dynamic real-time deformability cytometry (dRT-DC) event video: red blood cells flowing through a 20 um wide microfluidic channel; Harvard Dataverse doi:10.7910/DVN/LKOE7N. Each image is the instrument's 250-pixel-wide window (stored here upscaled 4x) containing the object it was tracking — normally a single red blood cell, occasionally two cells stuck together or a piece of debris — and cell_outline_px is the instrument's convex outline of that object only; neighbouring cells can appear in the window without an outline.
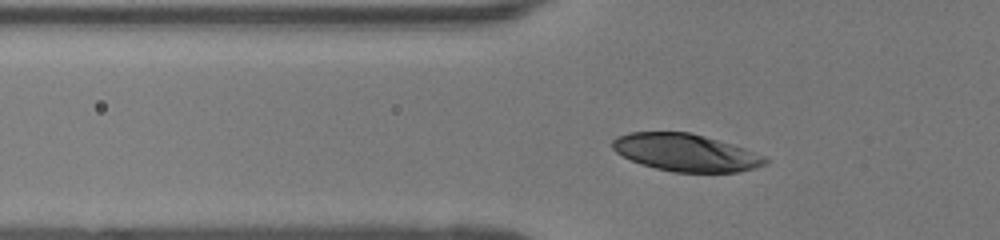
{"species": "human", "species_latin": "Homo sapiens", "temperature_condition": "room temperature", "stored_images_in_passage": 39, "camera_frame_rate_fps": 3000, "um_per_image_px": 0.085, "donor": {"sex": "female"}, "frame": {"image": 1, "passage_image": 9, "time_ms": 2.667, "image_size_px": [1000, 240], "cell_outline_px": [[768, 164], [756, 168], [740, 172], [672, 172], [640, 164], [616, 152], [612, 148], [612, 140], [616, 136], [628, 132], [688, 132], [704, 136], [732, 144], [744, 148], [764, 156], [768, 160]], "centroid_in_image_um": [58.29, 12.97], "position_along_channel_um": 67.5, "area_um2": 33.29}}
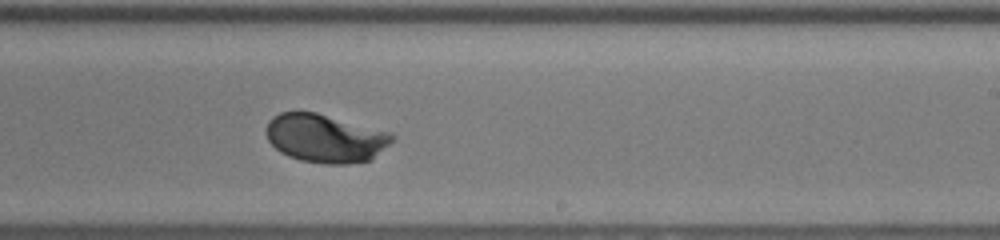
{"frame": {"image": 2, "passage_image": 24, "time_ms": 7.667, "image_size_px": [1000, 240], "cell_outline_px": [[392, 140], [372, 160], [348, 164], [324, 164], [300, 160], [288, 156], [280, 152], [268, 140], [264, 132], [264, 128], [268, 120], [272, 116], [280, 112], [316, 112], [392, 132]], "centroid_in_image_um": [27.61, 11.75], "position_along_channel_um": 261.4, "area_um2": 35.78}}
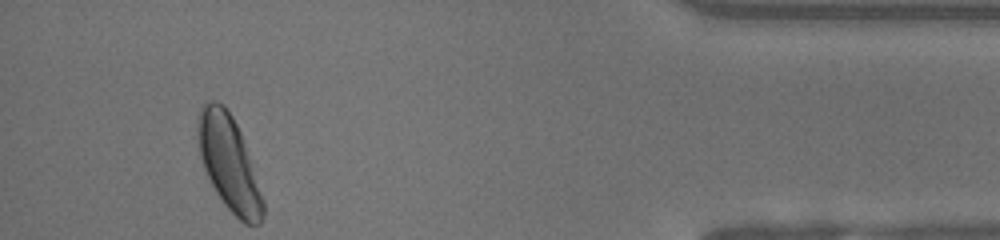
{"frame": {"image": 3, "passage_image": 39, "time_ms": 12.667, "image_size_px": [1000, 240], "cell_outline_px": [[264, 216], [260, 224], [244, 224], [224, 204], [216, 192], [204, 168], [200, 156], [196, 136], [196, 120], [200, 108], [204, 100], [216, 100], [224, 104], [232, 116], [240, 132], [264, 200]], "centroid_in_image_um": [19.42, 13.81], "position_along_channel_um": 415.8, "area_um2": 35.95}, "authors_computed_cell_mechanics": {"area_um2": 35.0846, "velocity_mm_per_s": 3.9861, "shape_relaxation_time_tau1_ms": 2.1621, "shape_relaxation_time_tau2_ms": null, "deformation_change_tau1": 0.1446, "deformation_change_tau2": null}}